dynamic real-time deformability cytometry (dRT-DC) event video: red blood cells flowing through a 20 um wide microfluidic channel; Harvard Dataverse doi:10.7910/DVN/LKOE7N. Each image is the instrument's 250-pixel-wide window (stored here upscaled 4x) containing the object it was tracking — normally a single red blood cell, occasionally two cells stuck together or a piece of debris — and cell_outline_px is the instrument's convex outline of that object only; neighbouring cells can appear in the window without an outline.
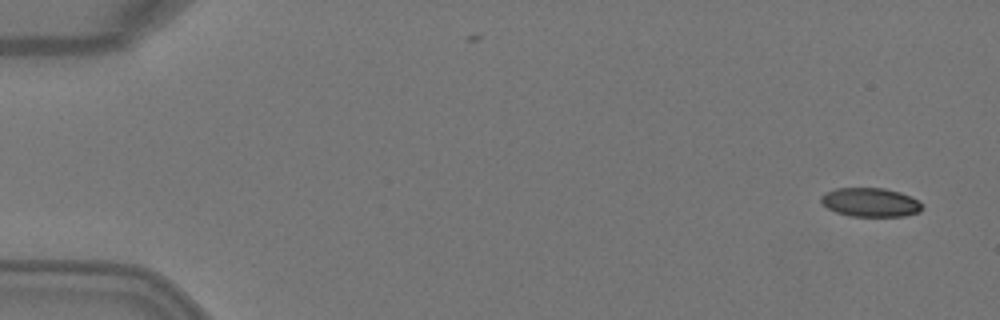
{"species": "Egyptian fruit bat (a non-hibernating species)", "species_latin": "Rousettus aegyptiacus", "temperature_condition": "warm", "stored_images_in_passage": 5, "segment_of_instrument_passage": [1, 2], "camera_frame_rate_fps": 3000, "um_per_image_px": 0.085, "animal": {"sex": "female"}, "frame": {"image": 1, "passage_image": 1, "time_ms": 0.0, "image_size_px": [1000, 320], "cell_outline_px": [[920, 212], [904, 216], [848, 216], [836, 212], [828, 208], [820, 200], [820, 196], [824, 192], [836, 188], [884, 188], [900, 192], [916, 200], [920, 204]], "centroid_in_image_um": [73.92, 17.19], "position_along_channel_um": 11.1, "area_um2": 16.88}}